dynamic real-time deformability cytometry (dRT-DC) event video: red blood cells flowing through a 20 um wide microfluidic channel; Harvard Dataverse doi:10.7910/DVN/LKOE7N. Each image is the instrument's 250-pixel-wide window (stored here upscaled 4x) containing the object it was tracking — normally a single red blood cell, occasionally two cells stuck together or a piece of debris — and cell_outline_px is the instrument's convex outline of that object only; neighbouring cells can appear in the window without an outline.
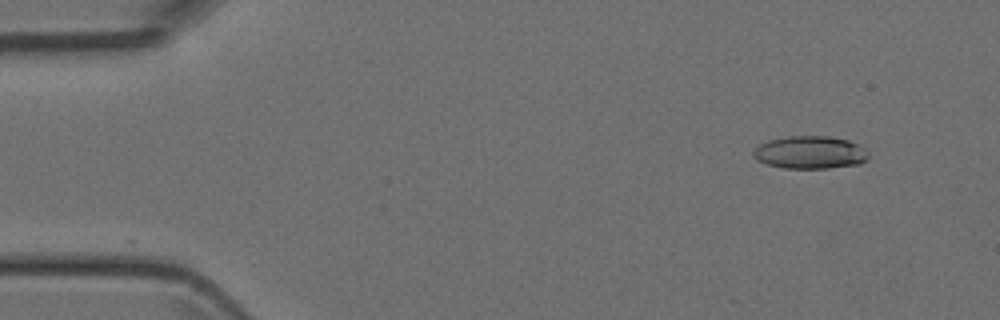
{"species": "Egyptian fruit bat (a non-hibernating species)", "species_latin": "Rousettus aegyptiacus", "temperature_condition": "room temperature", "stored_images_in_passage": 18, "camera_frame_rate_fps": 3000, "um_per_image_px": 0.085, "animal": {"sex": "female"}, "frame": {"image": 1, "passage_image": 1, "time_ms": 0.0, "image_size_px": [1000, 320], "cell_outline_px": [[868, 156], [860, 164], [828, 168], [784, 168], [768, 164], [756, 160], [752, 156], [752, 152], [760, 144], [768, 140], [788, 136], [828, 136], [848, 140], [860, 144], [868, 152]], "centroid_in_image_um": [68.85, 12.95], "position_along_channel_um": 16.1, "area_um2": 22.02}}
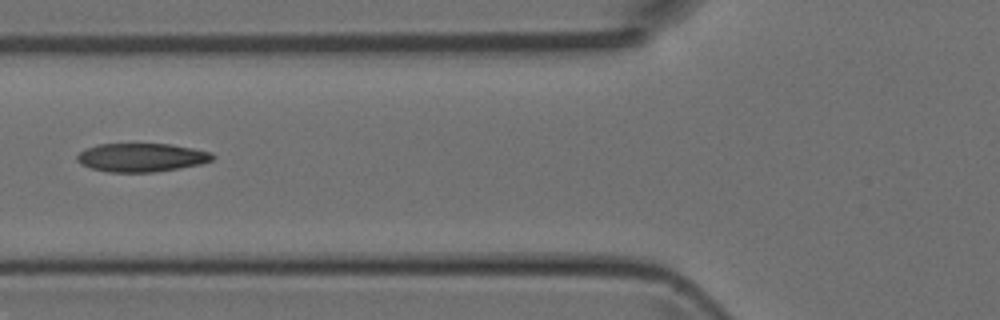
{"frame": {"image": 2, "passage_image": 15, "time_ms": 4.667, "image_size_px": [1000, 320], "cell_outline_px": [[216, 156], [212, 160], [200, 164], [180, 168], [152, 172], [108, 172], [92, 168], [80, 164], [76, 160], [76, 156], [84, 148], [96, 144], [172, 144], [212, 152]], "centroid_in_image_um": [12.01, 13.38], "position_along_channel_um": 113.8, "area_um2": 22.66}}
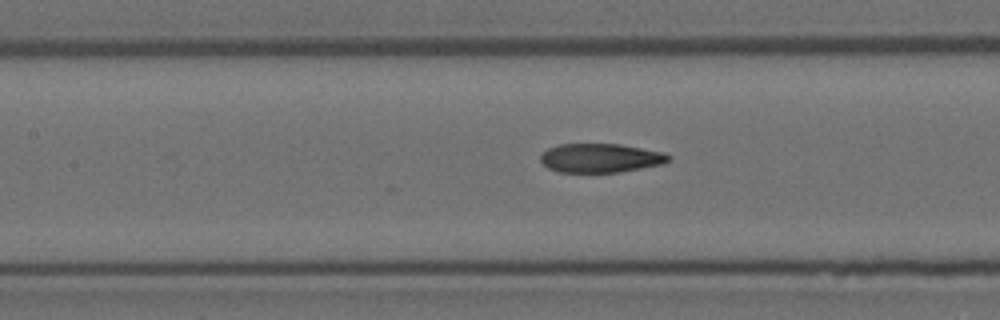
{"frame": {"image": 3, "passage_image": 18, "time_ms": 5.667, "image_size_px": [1000, 320], "cell_outline_px": [[672, 156], [664, 164], [620, 172], [560, 172], [548, 168], [540, 160], [540, 156], [548, 148], [560, 144], [620, 144], [664, 152]], "centroid_in_image_um": [51.07, 13.43], "position_along_channel_um": 156.3, "area_um2": 21.62}}